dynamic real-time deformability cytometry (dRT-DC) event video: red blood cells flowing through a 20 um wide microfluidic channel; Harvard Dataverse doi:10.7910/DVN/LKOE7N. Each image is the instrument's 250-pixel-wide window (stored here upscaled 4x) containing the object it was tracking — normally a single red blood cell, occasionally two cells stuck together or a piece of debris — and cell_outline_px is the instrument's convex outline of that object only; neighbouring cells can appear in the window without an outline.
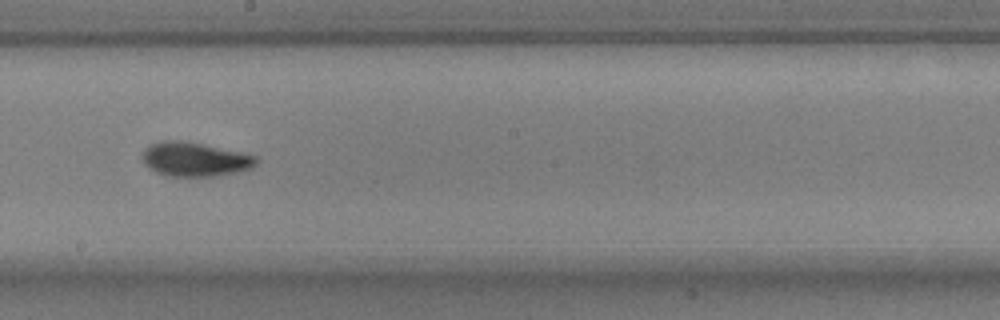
{"species": "common noctule bat (a hibernating species)", "species_latin": "Nyctalus noctula", "temperature_condition": "warm", "stored_images_in_passage": 36, "camera_frame_rate_fps": 3000, "um_per_image_px": 0.085, "animal": {"sex": "male", "body_mass_g": 17.9, "forearm_length_mm": 54.2}, "frame": {"image": 1, "passage_image": 16, "time_ms": 5.0, "image_size_px": [1000, 320], "cell_outline_px": [[260, 160], [252, 168], [220, 176], [168, 176], [156, 172], [148, 168], [144, 164], [140, 156], [144, 148], [148, 144], [160, 140], [180, 140], [204, 144], [240, 152], [256, 156]], "centroid_in_image_um": [16.51, 13.53], "position_along_channel_um": 231.7, "area_um2": 23.06}}
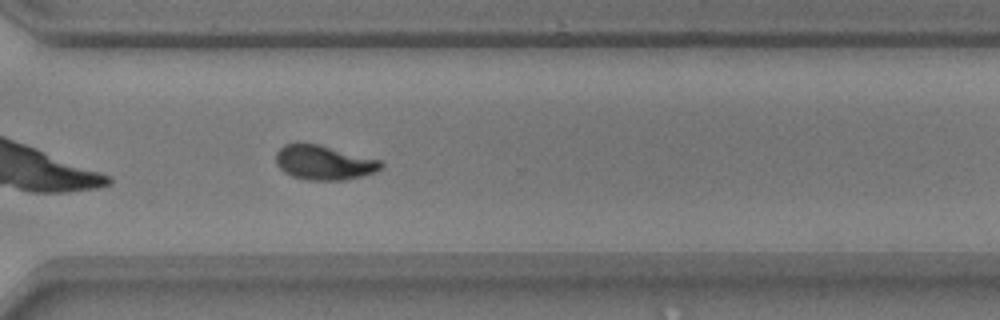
{"frame": {"image": 2, "passage_image": 25, "time_ms": 8.0, "image_size_px": [1000, 320], "cell_outline_px": [[384, 168], [376, 172], [344, 180], [308, 180], [292, 176], [284, 172], [276, 164], [276, 152], [284, 144], [296, 140], [300, 140], [320, 144], [380, 160], [384, 164]], "centroid_in_image_um": [27.5, 13.78], "position_along_channel_um": 343.1, "area_um2": 21.68}, "authors_computed_cell_mechanics": {"area_um2": 21.2126, "velocity_mm_per_s": 3.7285, "shape_relaxation_time_tau1_ms": 3.4259, "shape_relaxation_time_tau2_ms": 1.8701, "deformation_change_tau1": 0.1813, "deformation_change_tau2": 0.0761}}